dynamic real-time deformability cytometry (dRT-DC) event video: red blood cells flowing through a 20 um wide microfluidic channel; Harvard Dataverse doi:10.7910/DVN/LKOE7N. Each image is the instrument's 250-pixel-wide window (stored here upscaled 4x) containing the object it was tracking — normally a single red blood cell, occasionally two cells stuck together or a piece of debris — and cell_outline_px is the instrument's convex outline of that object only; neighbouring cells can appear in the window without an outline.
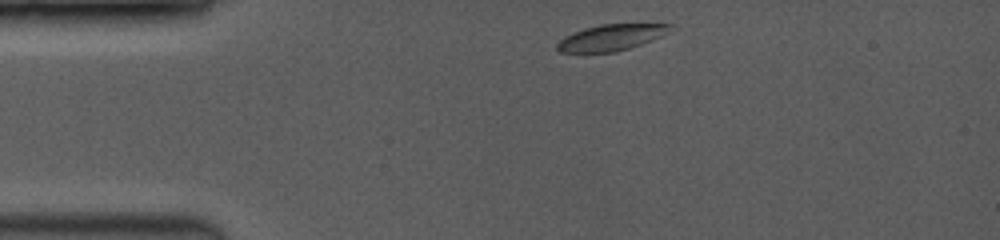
{"species": "common noctule bat (a hibernating species)", "species_latin": "Nyctalus noctula", "temperature_condition": "room temperature", "stored_images_in_passage": 2, "camera_frame_rate_fps": 3500, "um_per_image_px": 0.085, "animal": {"sex": "female", "body_mass_g": 19.0, "forearm_length_mm": 53.3}, "frame": {"image": 1, "passage_image": 1, "time_ms": 0.0, "image_size_px": [1000, 240], "cell_outline_px": [[672, 24], [660, 36], [640, 44], [616, 52], [560, 52], [556, 48], [556, 44], [560, 40], [576, 32], [588, 28], [604, 24]], "centroid_in_image_um": [51.89, 3.2], "position_along_channel_um": 33.1, "area_um2": 16.42}}